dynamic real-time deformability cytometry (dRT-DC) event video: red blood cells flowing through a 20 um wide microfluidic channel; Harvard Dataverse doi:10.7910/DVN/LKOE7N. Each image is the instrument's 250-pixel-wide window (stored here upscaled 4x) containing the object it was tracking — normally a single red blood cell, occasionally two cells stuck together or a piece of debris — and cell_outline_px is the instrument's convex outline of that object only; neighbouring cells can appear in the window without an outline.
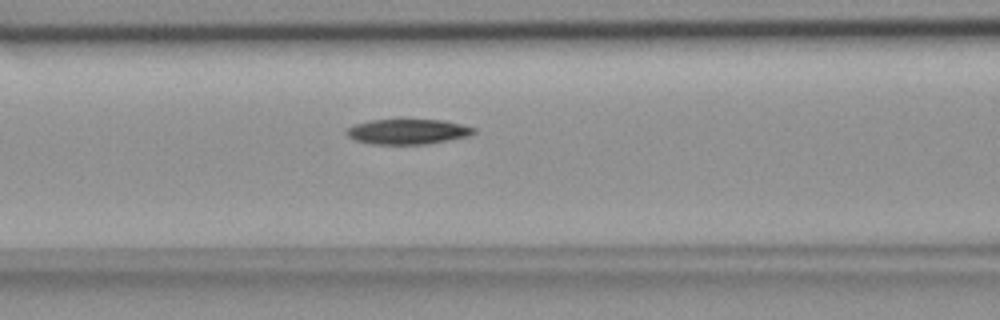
{"species": "common noctule bat (a hibernating species)", "species_latin": "Nyctalus noctula", "temperature_condition": "room temperature", "stored_images_in_passage": 37, "camera_frame_rate_fps": 3000, "um_per_image_px": 0.085, "animal": {"sex": "female", "body_mass_g": 18.4}, "frame": {"image": 1, "passage_image": 6, "time_ms": 1.667, "image_size_px": [1000, 320], "cell_outline_px": [[476, 132], [472, 136], [428, 144], [368, 144], [356, 140], [348, 136], [344, 132], [352, 124], [368, 120], [444, 120], [476, 128]], "centroid_in_image_um": [34.66, 11.19], "position_along_channel_um": 131.9, "area_um2": 18.9}}
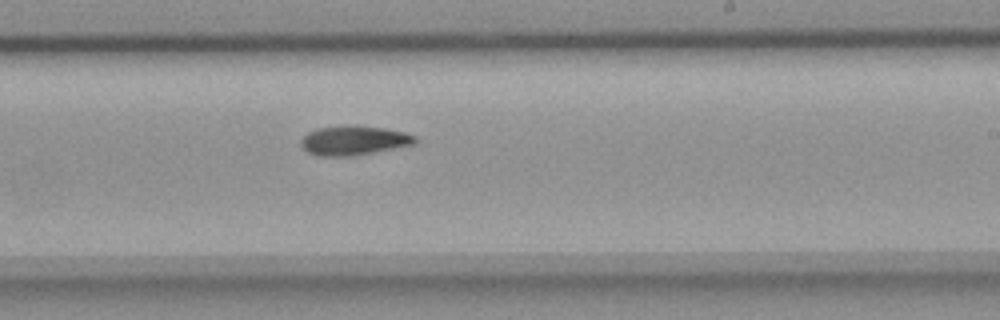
{"frame": {"image": 2, "passage_image": 16, "time_ms": 5.0, "image_size_px": [1000, 320], "cell_outline_px": [[420, 140], [416, 144], [352, 156], [320, 156], [308, 152], [300, 144], [300, 140], [308, 132], [316, 128], [356, 124], [384, 128], [404, 132], [416, 136]], "centroid_in_image_um": [30.11, 11.92], "position_along_channel_um": 258.9, "area_um2": 19.77}}
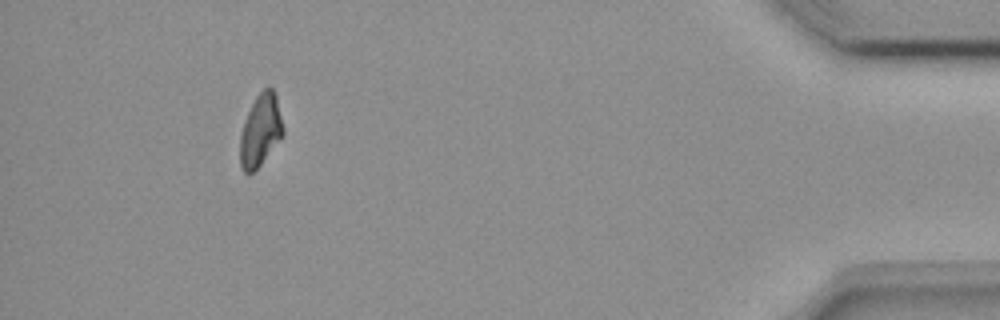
{"frame": {"image": 3, "passage_image": 33, "time_ms": 10.667, "image_size_px": [1000, 320], "cell_outline_px": [[284, 132], [260, 164], [248, 176], [240, 168], [240, 136], [248, 112], [256, 96], [268, 84], [272, 88], [276, 96], [284, 128]], "centroid_in_image_um": [22.13, 11.07], "position_along_channel_um": 413.1, "area_um2": 17.74}, "authors_computed_cell_mechanics": {"area_um2": 18.9006, "velocity_mm_per_s": 3.8284, "shape_relaxation_time_tau1_ms": 6.3286, "shape_relaxation_time_tau2_ms": null, "deformation_change_tau1": 0.1663, "deformation_change_tau2": null}}